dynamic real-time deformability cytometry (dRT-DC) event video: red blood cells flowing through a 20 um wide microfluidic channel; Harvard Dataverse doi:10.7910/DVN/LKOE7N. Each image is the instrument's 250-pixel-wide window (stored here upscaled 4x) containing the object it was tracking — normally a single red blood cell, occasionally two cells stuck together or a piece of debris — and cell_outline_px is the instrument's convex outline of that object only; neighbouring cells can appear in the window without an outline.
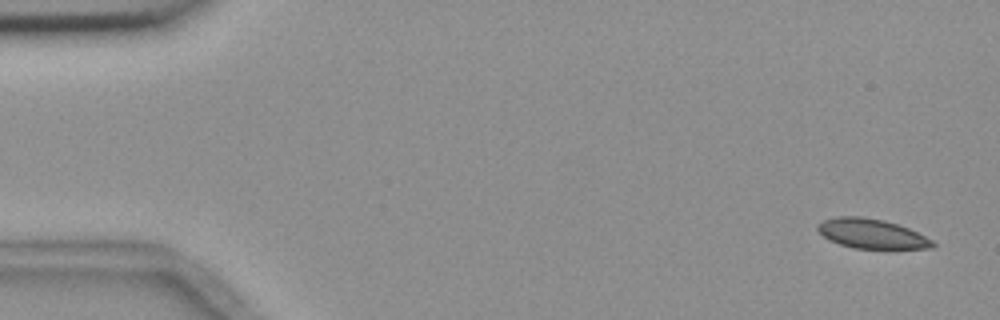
{"species": "common noctule bat (a hibernating species)", "species_latin": "Nyctalus noctula", "temperature_condition": "room temperature", "stored_images_in_passage": 5, "camera_frame_rate_fps": 3000, "um_per_image_px": 0.085, "animal": {"sex": "female", "body_mass_g": 18.4}, "frame": {"image": 1, "passage_image": 1, "time_ms": 0.0, "image_size_px": [1000, 320], "cell_outline_px": [[936, 244], [932, 248], [852, 248], [828, 240], [816, 228], [816, 224], [824, 220], [836, 216], [864, 216], [884, 220], [908, 228], [932, 240]], "centroid_in_image_um": [74.04, 19.85], "position_along_channel_um": 11.0, "area_um2": 19.71}}
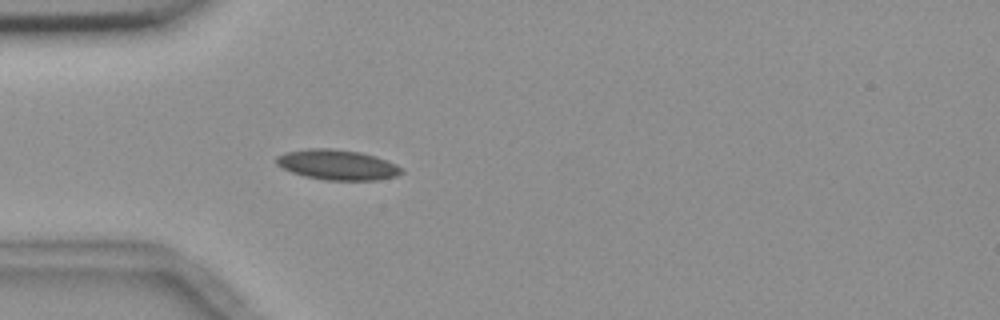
{"frame": {"image": 2, "passage_image": 5, "time_ms": 4.667, "image_size_px": [1000, 320], "cell_outline_px": [[404, 172], [396, 176], [376, 180], [324, 180], [304, 176], [292, 172], [276, 164], [276, 156], [284, 152], [308, 148], [332, 148], [360, 152], [376, 156], [396, 164], [404, 168]], "centroid_in_image_um": [28.68, 14.0], "position_along_channel_um": 56.3, "area_um2": 22.2}}